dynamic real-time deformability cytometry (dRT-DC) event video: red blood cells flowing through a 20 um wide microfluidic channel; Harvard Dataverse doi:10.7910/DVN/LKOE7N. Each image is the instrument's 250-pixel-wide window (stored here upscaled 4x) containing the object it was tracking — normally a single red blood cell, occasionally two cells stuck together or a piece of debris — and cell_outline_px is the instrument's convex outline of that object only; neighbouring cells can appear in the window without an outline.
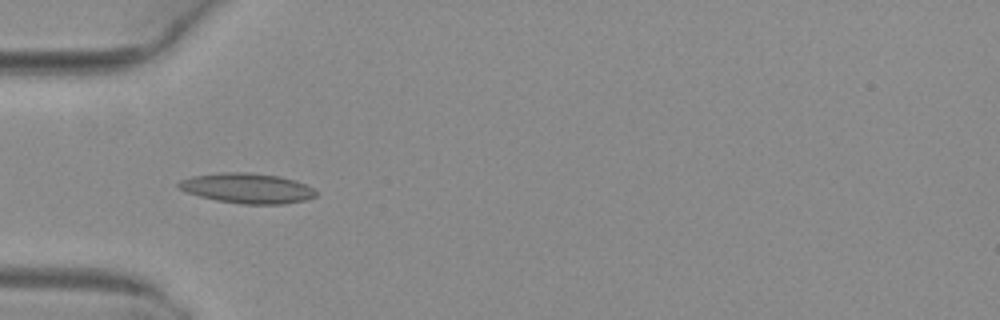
{"species": "common noctule bat (a hibernating species)", "species_latin": "Nyctalus noctula", "temperature_condition": "warm", "stored_images_in_passage": 35, "camera_frame_rate_fps": 3000, "um_per_image_px": 0.085, "animal": {"sex": "female", "body_mass_g": 29.2, "forearm_length_mm": 56.3}, "frame": {"image": 1, "passage_image": 1, "time_ms": 0.0, "image_size_px": [1000, 320], "cell_outline_px": [[316, 196], [304, 200], [284, 204], [240, 204], [216, 200], [200, 196], [188, 192], [180, 188], [176, 184], [180, 180], [192, 176], [224, 172], [244, 172], [280, 176], [296, 180], [312, 188], [316, 192]], "centroid_in_image_um": [21.02, 16.0], "position_along_channel_um": 64.0, "area_um2": 23.93}}
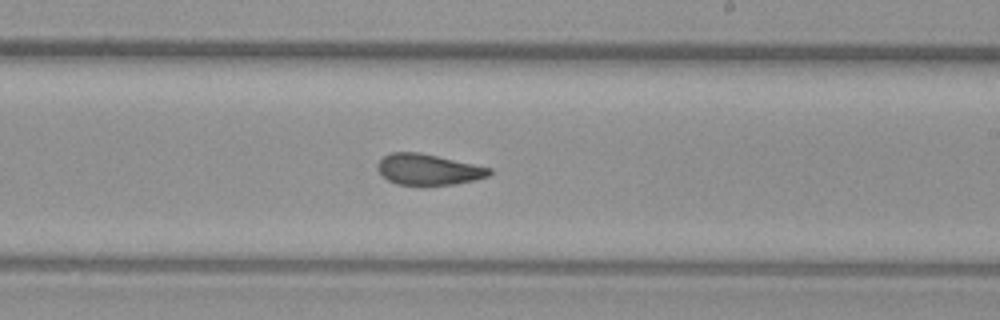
{"frame": {"image": 2, "passage_image": 15, "time_ms": 4.667, "image_size_px": [1000, 320], "cell_outline_px": [[492, 172], [488, 176], [456, 184], [396, 184], [388, 180], [376, 168], [376, 164], [384, 156], [392, 152], [420, 152], [492, 168]], "centroid_in_image_um": [36.39, 14.39], "position_along_channel_um": 252.6, "area_um2": 19.88}}
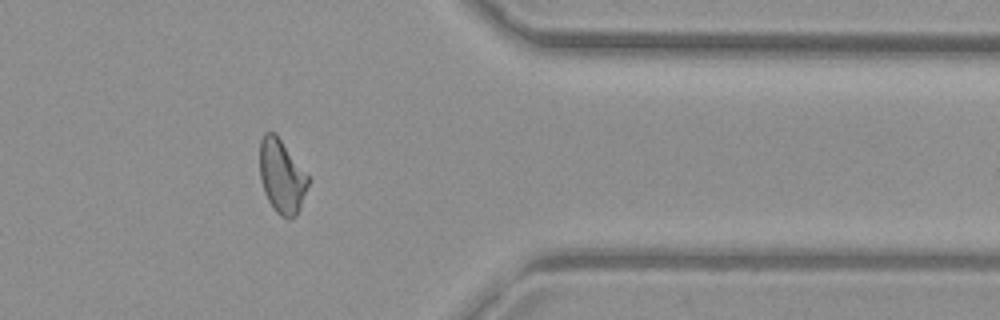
{"frame": {"image": 3, "passage_image": 26, "time_ms": 8.333, "image_size_px": [1000, 320], "cell_outline_px": [[308, 184], [300, 208], [296, 216], [288, 220], [280, 216], [276, 212], [268, 200], [264, 192], [260, 180], [260, 140], [264, 132], [276, 132], [308, 176]], "centroid_in_image_um": [23.93, 14.99], "position_along_channel_um": 387.5, "area_um2": 20.81}, "authors_computed_cell_mechanics": {"area_um2": 20.9814, "velocity_mm_per_s": 4.0897, "shape_relaxation_time_tau1_ms": null, "shape_relaxation_time_tau2_ms": 2.6823, "deformation_change_tau1": null, "deformation_change_tau2": 0.1007}}